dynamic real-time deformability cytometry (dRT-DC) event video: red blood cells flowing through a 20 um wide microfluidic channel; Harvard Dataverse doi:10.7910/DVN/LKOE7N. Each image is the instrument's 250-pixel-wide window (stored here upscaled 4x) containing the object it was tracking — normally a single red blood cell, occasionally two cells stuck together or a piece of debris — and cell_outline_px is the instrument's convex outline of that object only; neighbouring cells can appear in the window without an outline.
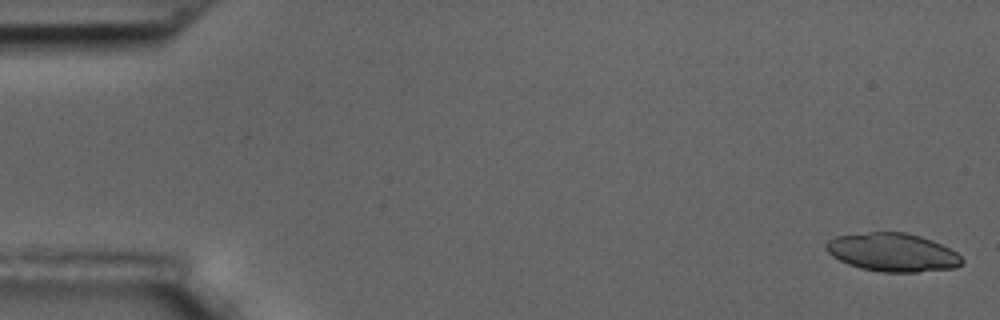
{"species": "common noctule bat (a hibernating species)", "species_latin": "Nyctalus noctula", "temperature_condition": "room temperature", "stored_images_in_passage": 8, "camera_frame_rate_fps": 3000, "um_per_image_px": 0.085, "animal": {"sex": "male", "body_mass_g": 17.5, "forearm_length_mm": 52.3}, "frame": {"image": 1, "passage_image": 1, "time_ms": 0.0, "image_size_px": [1000, 320], "cell_outline_px": [[964, 264], [956, 268], [916, 272], [884, 272], [860, 268], [848, 264], [832, 256], [824, 248], [824, 244], [828, 240], [836, 236], [868, 232], [904, 232], [920, 236], [932, 240], [956, 252], [964, 260]], "centroid_in_image_um": [75.87, 21.45], "position_along_channel_um": 9.1, "area_um2": 30.46}}